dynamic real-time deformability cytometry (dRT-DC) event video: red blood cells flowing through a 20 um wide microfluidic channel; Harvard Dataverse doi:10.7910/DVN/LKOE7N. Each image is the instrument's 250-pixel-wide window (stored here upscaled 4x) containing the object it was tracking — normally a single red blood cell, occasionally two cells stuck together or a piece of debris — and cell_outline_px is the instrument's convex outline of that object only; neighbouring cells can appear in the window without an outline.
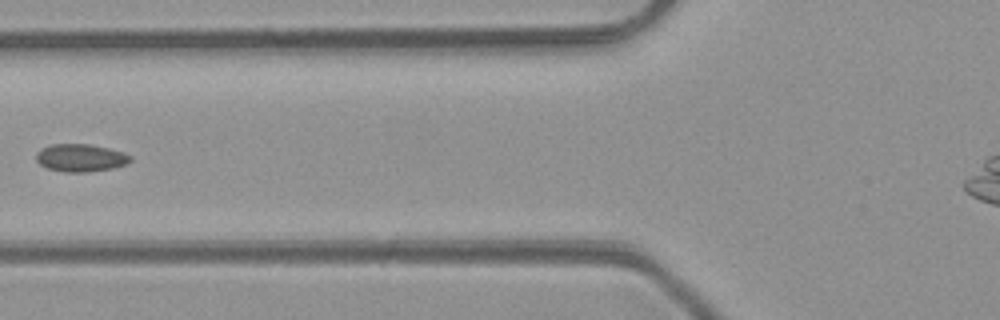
{"species": "common noctule bat (a hibernating species)", "species_latin": "Nyctalus noctula", "temperature_condition": "room temperature", "stored_images_in_passage": 4, "camera_frame_rate_fps": 3000, "um_per_image_px": 0.085, "animal": {"sex": "male", "body_mass_g": 23.1, "forearm_length_mm": 52.7}, "frame": {"image": 1, "passage_image": 3, "time_ms": 2.333, "image_size_px": [1000, 320], "cell_outline_px": [[132, 160], [124, 164], [112, 168], [84, 172], [64, 172], [48, 168], [40, 164], [36, 160], [36, 152], [40, 148], [48, 144], [88, 144], [108, 148], [124, 152], [132, 156]], "centroid_in_image_um": [6.82, 13.4], "position_along_channel_um": 119.0, "area_um2": 15.2}}
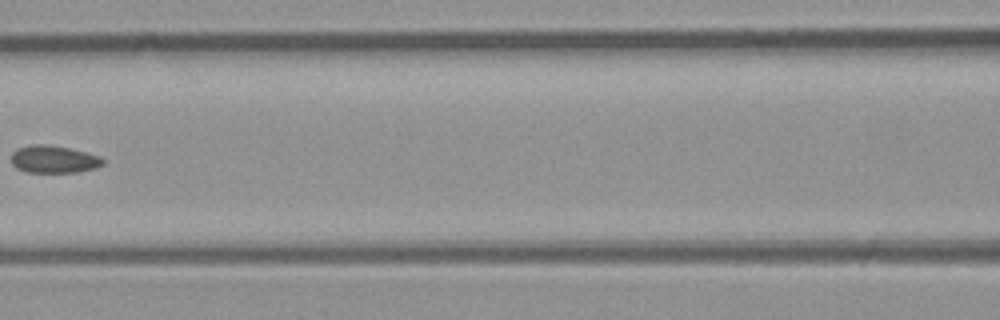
{"frame": {"image": 2, "passage_image": 4, "time_ms": 3.333, "image_size_px": [1000, 320], "cell_outline_px": [[104, 164], [96, 168], [76, 172], [28, 172], [16, 168], [12, 164], [12, 152], [16, 148], [32, 144], [44, 144], [68, 148], [100, 156], [104, 160]], "centroid_in_image_um": [4.55, 13.54], "position_along_channel_um": 162.0, "area_um2": 14.62}}